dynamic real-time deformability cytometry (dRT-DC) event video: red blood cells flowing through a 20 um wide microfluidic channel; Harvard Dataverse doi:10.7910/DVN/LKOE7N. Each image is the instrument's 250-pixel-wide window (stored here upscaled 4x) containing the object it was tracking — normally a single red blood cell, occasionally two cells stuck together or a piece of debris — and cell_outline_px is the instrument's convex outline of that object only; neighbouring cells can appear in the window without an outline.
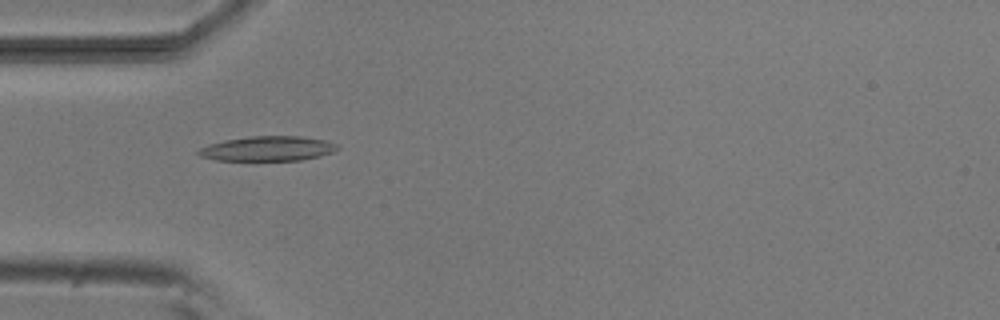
{"species": "common noctule bat (a hibernating species)", "species_latin": "Nyctalus noctula", "temperature_condition": "room temperature", "stored_images_in_passage": 46, "camera_frame_rate_fps": 3000, "um_per_image_px": 0.085, "animal": {"sex": "male", "body_mass_g": 20.5, "forearm_length_mm": 52.5}, "frame": {"image": 1, "passage_image": 10, "time_ms": 3.0, "image_size_px": [1000, 320], "cell_outline_px": [[340, 148], [332, 152], [320, 156], [300, 160], [216, 160], [200, 156], [196, 152], [200, 148], [208, 144], [224, 140], [252, 136], [300, 136], [324, 140], [336, 144]], "centroid_in_image_um": [22.74, 12.63], "position_along_channel_um": 62.3, "area_um2": 19.94}}
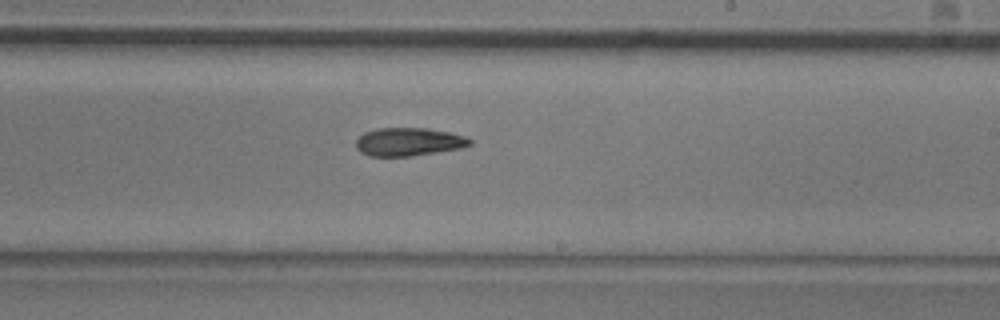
{"frame": {"image": 2, "passage_image": 25, "time_ms": 8.0, "image_size_px": [1000, 320], "cell_outline_px": [[472, 144], [460, 148], [408, 156], [368, 156], [360, 152], [356, 148], [356, 140], [364, 132], [376, 128], [428, 128], [452, 132], [464, 136], [472, 140]], "centroid_in_image_um": [34.72, 12.04], "position_along_channel_um": 254.3, "area_um2": 18.73}}
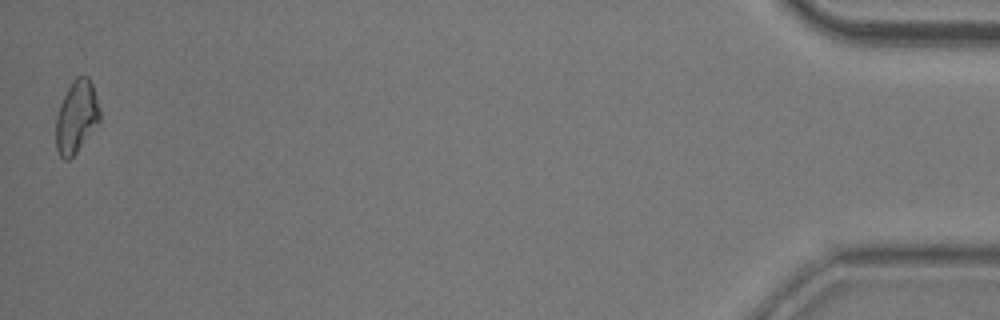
{"frame": {"image": 3, "passage_image": 46, "time_ms": 15.0, "image_size_px": [1000, 320], "cell_outline_px": [[100, 120], [76, 152], [68, 160], [64, 160], [60, 156], [56, 148], [56, 116], [60, 104], [72, 80], [76, 76], [88, 76], [92, 84], [100, 108]], "centroid_in_image_um": [6.49, 9.91], "position_along_channel_um": 428.7, "area_um2": 18.32}, "authors_computed_cell_mechanics": {"area_um2": 18.9873, "velocity_mm_per_s": 3.8497, "shape_relaxation_time_tau1_ms": 4.2131, "shape_relaxation_time_tau2_ms": 8.6553, "deformation_change_tau1": 0.1366, "deformation_change_tau2": 0.1745}}